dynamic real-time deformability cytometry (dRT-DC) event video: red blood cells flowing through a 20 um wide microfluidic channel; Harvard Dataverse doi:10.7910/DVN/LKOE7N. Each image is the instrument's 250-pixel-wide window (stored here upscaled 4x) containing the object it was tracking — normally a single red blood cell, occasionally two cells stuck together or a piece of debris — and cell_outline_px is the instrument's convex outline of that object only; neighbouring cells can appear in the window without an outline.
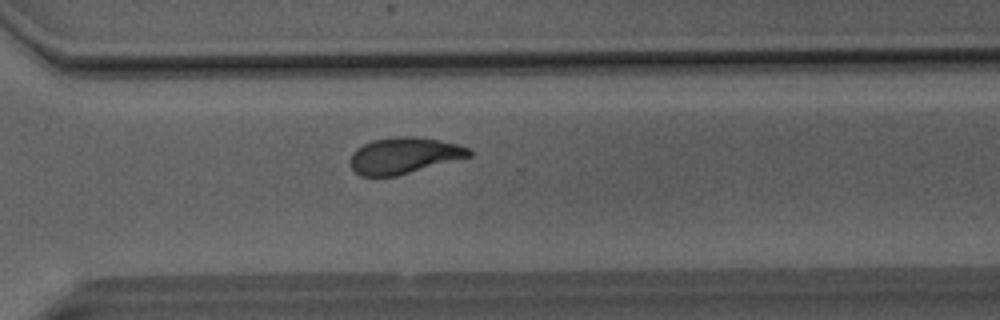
{"species": "Egyptian fruit bat (a non-hibernating species)", "species_latin": "Rousettus aegyptiacus", "temperature_condition": "room temperature", "stored_images_in_passage": 47, "camera_frame_rate_fps": 3000, "um_per_image_px": 0.085, "animal": {"sex": "male"}, "frame": {"image": 1, "passage_image": 33, "time_ms": 10.667, "image_size_px": [1000, 320], "cell_outline_px": [[472, 156], [396, 176], [360, 176], [348, 164], [348, 160], [352, 152], [356, 148], [372, 140], [396, 136], [412, 136], [440, 140], [456, 144], [468, 148], [472, 152]], "centroid_in_image_um": [34.29, 13.22], "position_along_channel_um": 336.3, "area_um2": 25.2}}
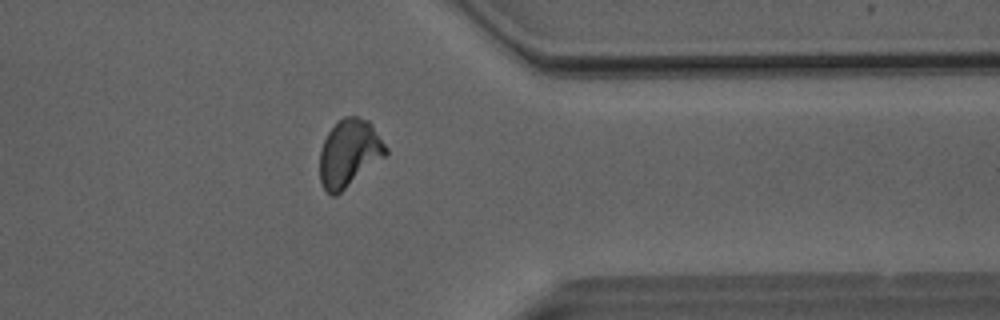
{"frame": {"image": 2, "passage_image": 37, "time_ms": 12.0, "image_size_px": [1000, 320], "cell_outline_px": [[388, 152], [384, 156], [336, 196], [332, 196], [324, 188], [320, 180], [320, 148], [328, 132], [344, 116], [356, 116], [368, 120], [388, 148]], "centroid_in_image_um": [29.66, 13.01], "position_along_channel_um": 381.7, "area_um2": 25.49}}
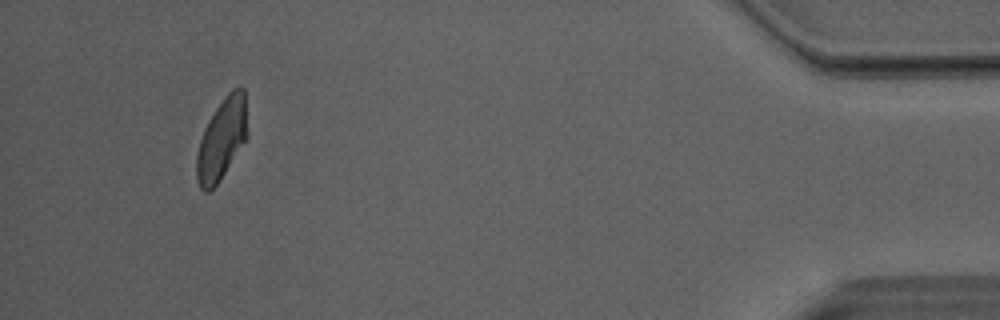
{"frame": {"image": 3, "passage_image": 44, "time_ms": 14.333, "image_size_px": [1000, 320], "cell_outline_px": [[248, 136], [220, 180], [208, 192], [204, 192], [200, 188], [196, 180], [196, 156], [200, 140], [204, 128], [208, 120], [224, 96], [232, 88], [244, 88]], "centroid_in_image_um": [18.84, 11.83], "position_along_channel_um": 416.4, "area_um2": 24.04}, "authors_computed_cell_mechanics": {"area_um2": 25.432, "velocity_mm_per_s": 4.0606, "shape_relaxation_time_tau1_ms": 5.3094, "shape_relaxation_time_tau2_ms": 1.5536, "deformation_change_tau1": 0.1644, "deformation_change_tau2": 0.0771}}